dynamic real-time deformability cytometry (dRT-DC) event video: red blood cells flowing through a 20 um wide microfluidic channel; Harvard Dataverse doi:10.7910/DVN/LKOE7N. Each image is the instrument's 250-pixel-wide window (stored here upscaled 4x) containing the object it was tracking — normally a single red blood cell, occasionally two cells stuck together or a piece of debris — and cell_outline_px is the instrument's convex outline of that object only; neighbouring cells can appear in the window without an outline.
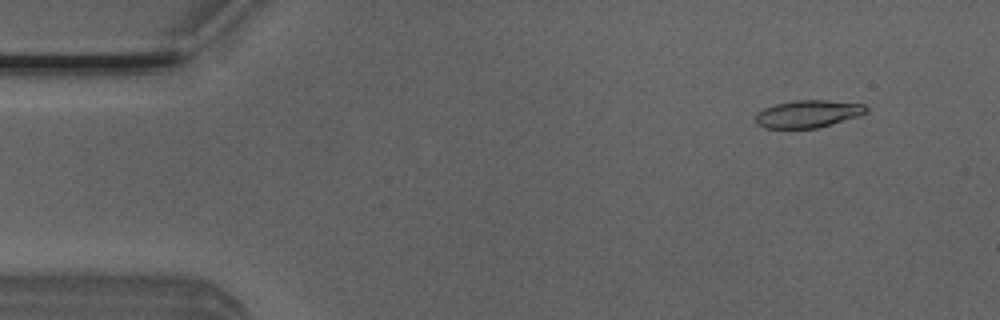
{"species": "Egyptian fruit bat (a non-hibernating species)", "species_latin": "Rousettus aegyptiacus", "temperature_condition": "room temperature", "stored_images_in_passage": 50, "camera_frame_rate_fps": 3000, "um_per_image_px": 0.085, "animal": {"sex": "male"}, "frame": {"image": 1, "passage_image": 4, "time_ms": 1.0, "image_size_px": [1000, 320], "cell_outline_px": [[868, 112], [860, 116], [832, 124], [816, 128], [764, 128], [756, 124], [756, 112], [764, 108], [776, 104], [796, 100], [828, 100], [864, 104], [868, 108]], "centroid_in_image_um": [68.7, 9.68], "position_along_channel_um": 16.3, "area_um2": 17.8}}
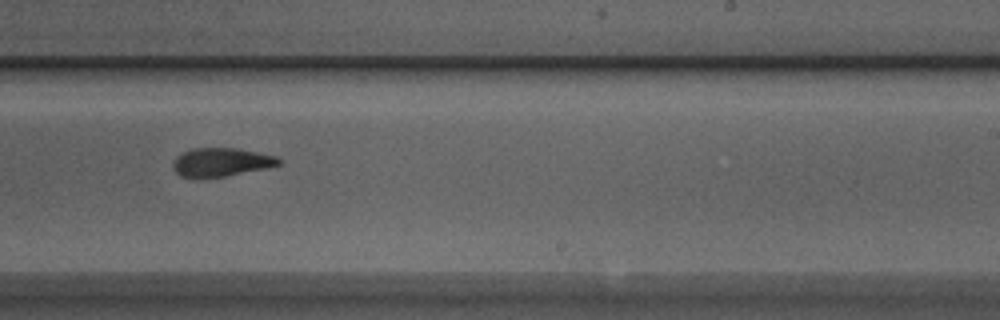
{"frame": {"image": 2, "passage_image": 30, "time_ms": 9.667, "image_size_px": [1000, 320], "cell_outline_px": [[284, 160], [280, 164], [268, 168], [224, 176], [200, 180], [180, 176], [172, 168], [172, 164], [176, 156], [192, 148], [236, 148], [276, 156]], "centroid_in_image_um": [18.77, 13.81], "position_along_channel_um": 270.2, "area_um2": 17.98}}
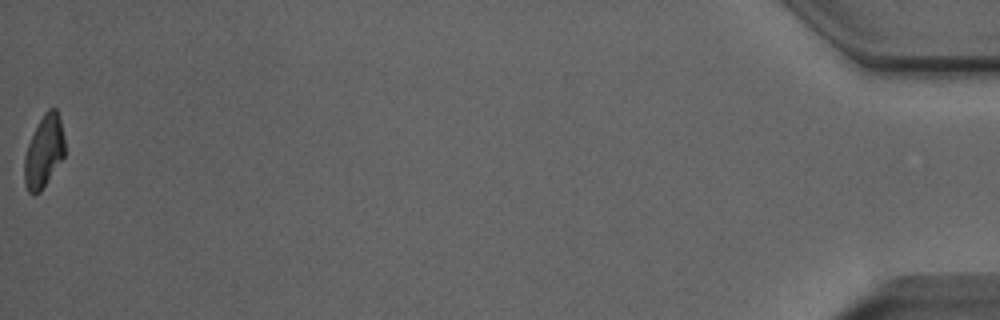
{"frame": {"image": 3, "passage_image": 50, "time_ms": 16.333, "image_size_px": [1000, 320], "cell_outline_px": [[64, 156], [40, 192], [32, 196], [28, 192], [24, 184], [24, 156], [28, 144], [44, 112], [48, 108], [56, 108], [60, 116], [64, 136]], "centroid_in_image_um": [3.72, 12.89], "position_along_channel_um": 431.5, "area_um2": 16.99}, "authors_computed_cell_mechanics": {"area_um2": 18.0336, "velocity_mm_per_s": 4.0239, "shape_relaxation_time_tau1_ms": 6.855, "shape_relaxation_time_tau2_ms": 3.6146, "deformation_change_tau1": 0.2062, "deformation_change_tau2": 0.1158}}